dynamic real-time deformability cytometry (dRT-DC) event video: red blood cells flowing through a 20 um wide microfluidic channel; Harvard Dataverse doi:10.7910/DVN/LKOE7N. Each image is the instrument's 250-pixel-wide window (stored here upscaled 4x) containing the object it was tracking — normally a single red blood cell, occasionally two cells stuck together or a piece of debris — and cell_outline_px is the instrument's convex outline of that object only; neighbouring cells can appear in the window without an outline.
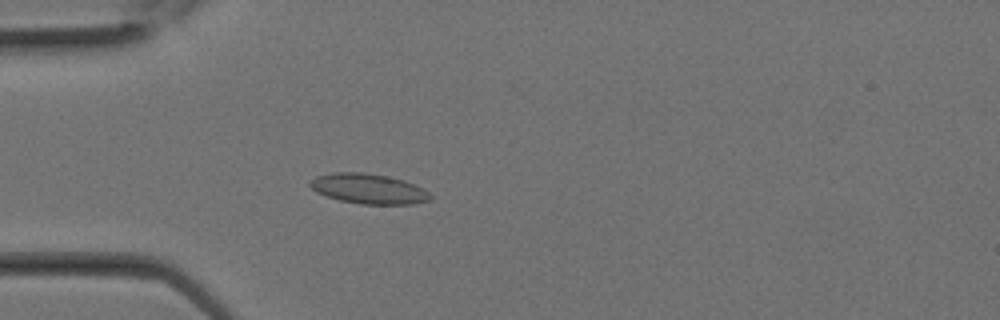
{"species": "Egyptian fruit bat (a non-hibernating species)", "species_latin": "Rousettus aegyptiacus", "temperature_condition": "room temperature", "stored_images_in_passage": 17, "camera_frame_rate_fps": 3000, "um_per_image_px": 0.085, "animal": {"sex": "female"}, "frame": {"image": 1, "passage_image": 8, "time_ms": 2.333, "image_size_px": [1000, 320], "cell_outline_px": [[432, 196], [428, 200], [412, 204], [360, 204], [340, 200], [316, 192], [308, 184], [316, 176], [332, 172], [364, 172], [404, 180], [424, 188]], "centroid_in_image_um": [31.32, 16.04], "position_along_channel_um": 53.7, "area_um2": 20.92}}
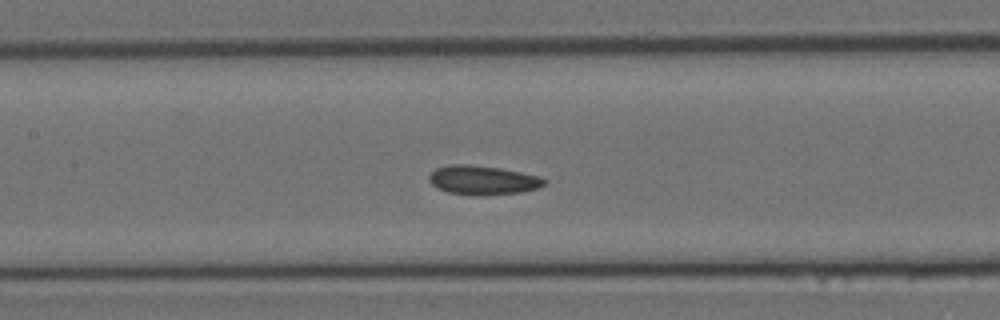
{"frame": {"image": 2, "passage_image": 13, "time_ms": 4.0, "image_size_px": [1000, 320], "cell_outline_px": [[548, 180], [540, 188], [520, 192], [480, 196], [472, 196], [448, 192], [436, 188], [428, 180], [428, 176], [436, 168], [452, 164], [468, 164], [500, 168], [540, 176]], "centroid_in_image_um": [41.03, 15.32], "position_along_channel_um": 166.4, "area_um2": 19.77}}
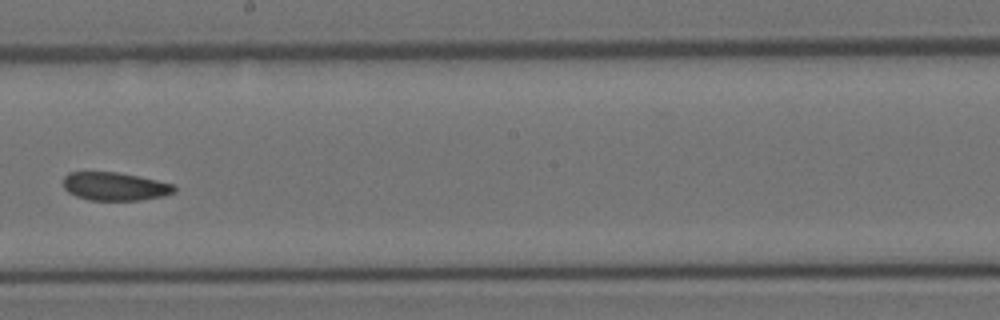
{"frame": {"image": 3, "passage_image": 16, "time_ms": 5.0, "image_size_px": [1000, 320], "cell_outline_px": [[176, 192], [164, 196], [140, 200], [88, 200], [76, 196], [68, 192], [64, 188], [64, 176], [68, 172], [116, 172], [140, 176], [172, 184], [176, 188]], "centroid_in_image_um": [9.76, 15.84], "position_along_channel_um": 238.4, "area_um2": 18.32}}